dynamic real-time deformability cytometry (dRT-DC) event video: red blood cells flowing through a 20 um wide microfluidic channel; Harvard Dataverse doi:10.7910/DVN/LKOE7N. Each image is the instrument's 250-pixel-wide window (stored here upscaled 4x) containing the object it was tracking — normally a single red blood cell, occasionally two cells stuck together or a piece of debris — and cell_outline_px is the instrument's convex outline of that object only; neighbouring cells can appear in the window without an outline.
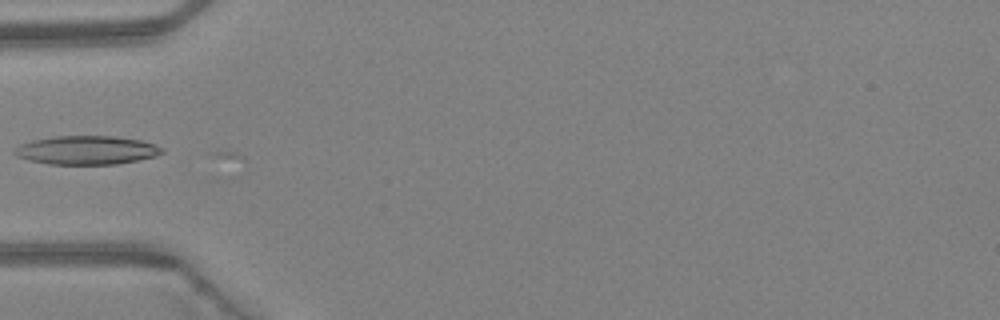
{"species": "Egyptian fruit bat (a non-hibernating species)", "species_latin": "Rousettus aegyptiacus", "temperature_condition": "warm", "stored_images_in_passage": 5, "camera_frame_rate_fps": 3000, "um_per_image_px": 0.085, "animal": {"sex": "female"}, "frame": {"image": 1, "passage_image": 4, "time_ms": 1.0, "image_size_px": [1000, 320], "cell_outline_px": [[164, 152], [156, 156], [116, 164], [48, 164], [28, 160], [16, 156], [12, 152], [20, 144], [32, 140], [52, 136], [112, 136], [140, 140], [156, 144], [164, 148]], "centroid_in_image_um": [7.35, 12.76], "position_along_channel_um": 77.6, "area_um2": 24.74}}